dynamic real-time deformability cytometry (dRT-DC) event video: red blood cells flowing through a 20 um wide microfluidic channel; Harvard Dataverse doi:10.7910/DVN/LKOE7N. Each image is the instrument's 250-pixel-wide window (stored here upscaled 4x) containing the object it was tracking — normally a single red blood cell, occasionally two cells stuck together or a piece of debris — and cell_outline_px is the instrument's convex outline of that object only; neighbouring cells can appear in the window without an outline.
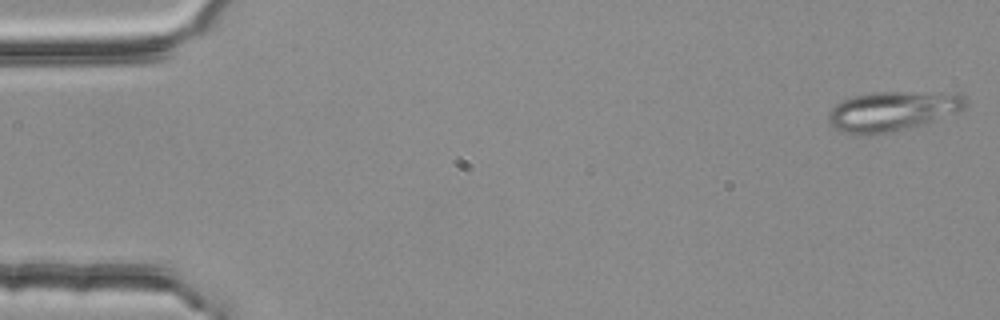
{"species": "common noctule bat (a hibernating species)", "species_latin": "Nyctalus noctula", "temperature_condition": "room temperature", "stored_images_in_passage": 5, "camera_frame_rate_fps": 3000, "um_per_image_px": 0.085, "animal": {"sex": "female", "body_mass_g": 25.1}, "frame": {"image": 1, "passage_image": 1, "time_ms": 0.0, "image_size_px": [1000, 320], "cell_outline_px": [[968, 104], [964, 108], [956, 112], [916, 128], [872, 136], [852, 136], [840, 132], [828, 120], [828, 112], [836, 104], [852, 96], [872, 92], [960, 92], [964, 96]], "centroid_in_image_um": [75.87, 9.47], "position_along_channel_um": 9.1, "area_um2": 32.77}}
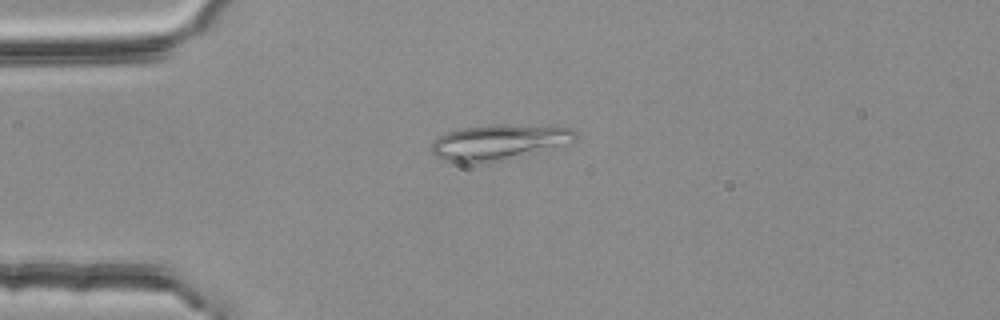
{"frame": {"image": 2, "passage_image": 4, "time_ms": 1.0, "image_size_px": [1000, 320], "cell_outline_px": [[580, 136], [572, 144], [508, 160], [488, 164], [460, 164], [444, 160], [436, 156], [432, 152], [432, 140], [444, 132], [460, 128], [488, 124], [504, 124], [572, 128]], "centroid_in_image_um": [42.41, 12.12], "position_along_channel_um": 42.6, "area_um2": 31.1}}